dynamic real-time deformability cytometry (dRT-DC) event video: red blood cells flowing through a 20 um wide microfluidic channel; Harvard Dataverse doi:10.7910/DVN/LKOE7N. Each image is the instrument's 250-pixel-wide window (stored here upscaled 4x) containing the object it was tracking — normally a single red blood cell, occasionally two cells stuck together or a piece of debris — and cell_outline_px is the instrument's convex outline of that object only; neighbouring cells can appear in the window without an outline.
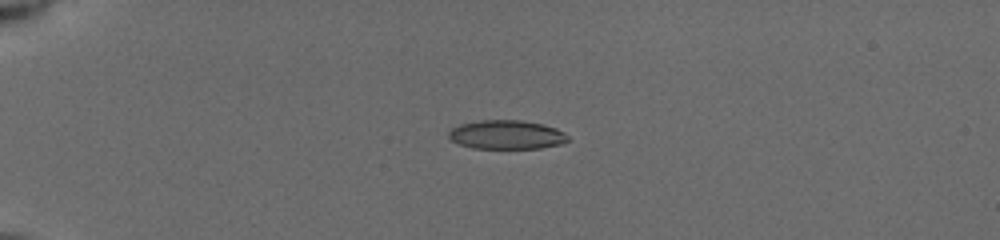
{"species": "common noctule bat (a hibernating species)", "species_latin": "Nyctalus noctula", "temperature_condition": "cold", "stored_images_in_passage": 52, "camera_frame_rate_fps": 3000, "um_per_image_px": 0.085, "animal": {"sex": "female", "body_mass_g": 19.5, "forearm_length_mm": 54.1}, "frame": {"image": 1, "passage_image": 1, "time_ms": 0.0, "image_size_px": [1000, 240], "cell_outline_px": [[568, 140], [560, 144], [540, 148], [472, 148], [460, 144], [452, 140], [448, 136], [448, 132], [452, 128], [460, 124], [480, 120], [520, 120], [544, 124], [556, 128], [564, 132], [568, 136]], "centroid_in_image_um": [43.06, 11.44], "position_along_channel_um": 41.9, "area_um2": 20.06}}
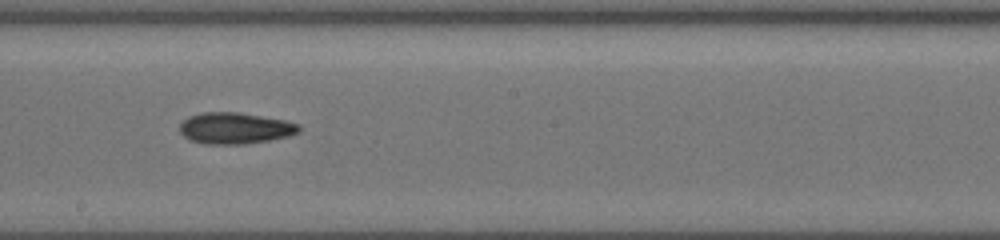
{"frame": {"image": 2, "passage_image": 20, "time_ms": 6.0, "image_size_px": [1000, 240], "cell_outline_px": [[300, 132], [288, 136], [272, 140], [244, 144], [204, 144], [188, 140], [180, 132], [180, 124], [188, 116], [204, 112], [240, 112], [284, 120], [300, 124]], "centroid_in_image_um": [19.98, 10.9], "position_along_channel_um": 228.2, "area_um2": 21.96}}
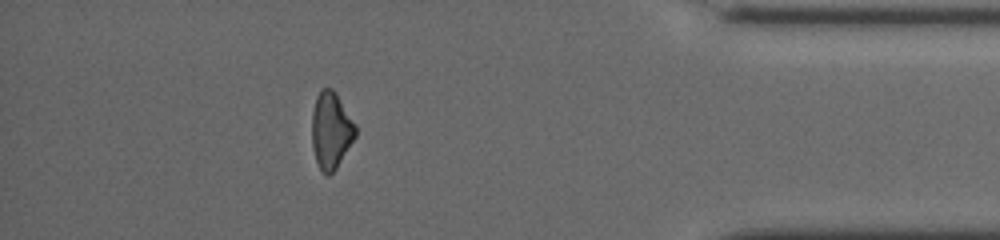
{"frame": {"image": 3, "passage_image": 42, "time_ms": 11.333, "image_size_px": [1000, 240], "cell_outline_px": [[356, 136], [336, 168], [328, 176], [324, 176], [316, 160], [312, 148], [312, 112], [316, 96], [320, 88], [332, 88], [336, 92], [356, 124]], "centroid_in_image_um": [28.13, 11.06], "position_along_channel_um": 407.1, "area_um2": 19.65}, "authors_computed_cell_mechanics": {"area_um2": 20.4034, "velocity_mm_per_s": 3.9465, "shape_relaxation_time_tau1_ms": 4.3715, "shape_relaxation_time_tau2_ms": null, "deformation_change_tau1": 0.1086, "deformation_change_tau2": null}}